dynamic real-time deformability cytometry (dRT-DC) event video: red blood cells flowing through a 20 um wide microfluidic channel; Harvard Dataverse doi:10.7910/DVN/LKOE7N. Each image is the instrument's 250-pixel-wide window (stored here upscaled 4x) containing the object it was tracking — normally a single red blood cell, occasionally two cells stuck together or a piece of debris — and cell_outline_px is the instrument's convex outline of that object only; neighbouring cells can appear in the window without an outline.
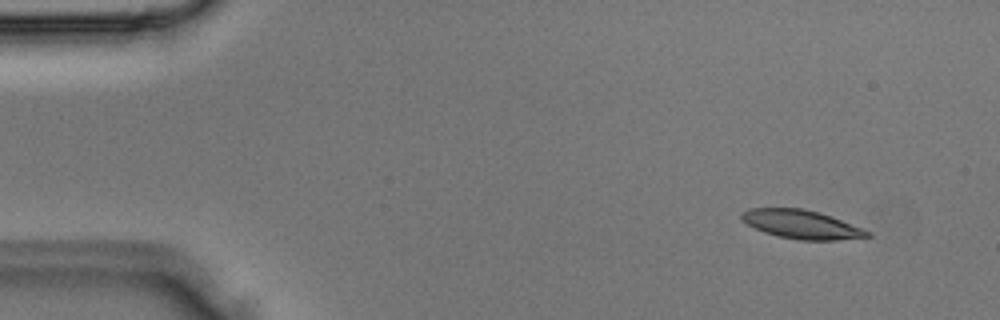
{"species": "Egyptian fruit bat (a non-hibernating species)", "species_latin": "Rousettus aegyptiacus", "temperature_condition": "room temperature", "stored_images_in_passage": 3, "camera_frame_rate_fps": 3000, "um_per_image_px": 0.085, "animal": {"sex": "male"}, "frame": {"image": 1, "passage_image": 1, "time_ms": 0.0, "image_size_px": [1000, 320], "cell_outline_px": [[872, 236], [836, 240], [800, 240], [776, 236], [764, 232], [748, 224], [740, 216], [740, 212], [748, 208], [804, 208], [820, 212], [832, 216], [872, 232]], "centroid_in_image_um": [68.14, 19.06], "position_along_channel_um": 16.9, "area_um2": 21.1}}